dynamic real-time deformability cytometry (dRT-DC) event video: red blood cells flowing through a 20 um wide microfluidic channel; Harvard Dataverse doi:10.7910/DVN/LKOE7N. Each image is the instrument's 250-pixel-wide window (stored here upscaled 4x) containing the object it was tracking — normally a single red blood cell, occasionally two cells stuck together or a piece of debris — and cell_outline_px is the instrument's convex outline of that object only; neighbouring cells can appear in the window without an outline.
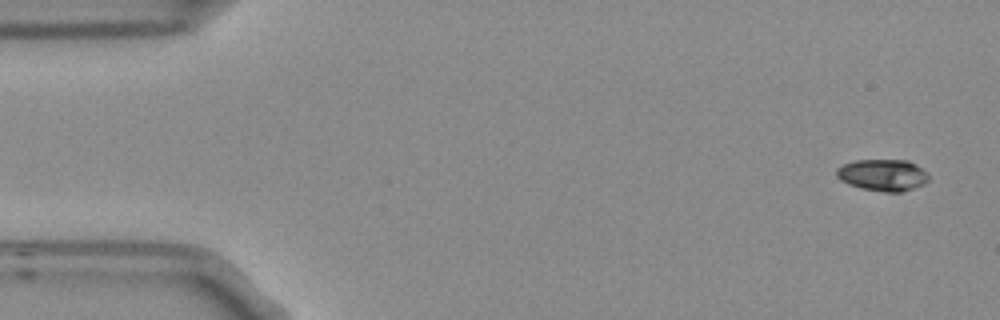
{"species": "Egyptian fruit bat (a non-hibernating species)", "species_latin": "Rousettus aegyptiacus", "temperature_condition": "room temperature", "stored_images_in_passage": 5, "camera_frame_rate_fps": 3000, "um_per_image_px": 0.085, "frame": {"image": 1, "passage_image": 1, "time_ms": 0.0, "image_size_px": [1000, 320], "cell_outline_px": [[928, 180], [924, 184], [900, 192], [884, 192], [860, 188], [848, 184], [840, 180], [836, 176], [836, 168], [844, 164], [856, 160], [908, 160], [916, 164], [928, 172]], "centroid_in_image_um": [75.03, 14.87], "position_along_channel_um": 10.0, "area_um2": 17.11}}
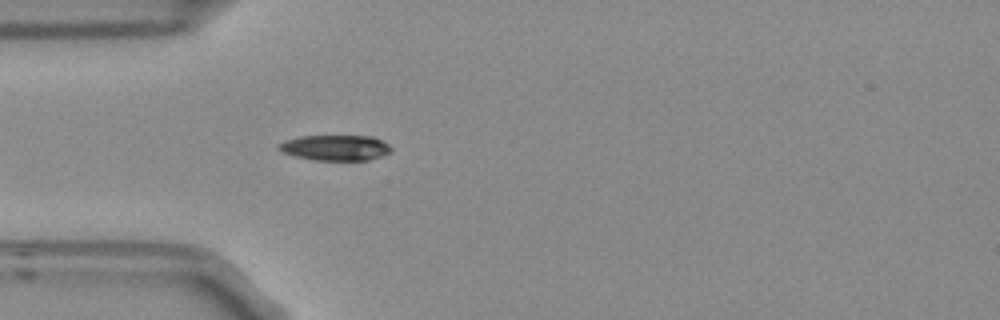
{"frame": {"image": 2, "passage_image": 5, "time_ms": 1.333, "image_size_px": [1000, 320], "cell_outline_px": [[392, 152], [368, 160], [312, 160], [296, 156], [284, 152], [276, 148], [276, 144], [284, 140], [300, 136], [372, 136], [384, 140], [392, 148]], "centroid_in_image_um": [28.51, 12.55], "position_along_channel_um": 56.5, "area_um2": 16.88}}